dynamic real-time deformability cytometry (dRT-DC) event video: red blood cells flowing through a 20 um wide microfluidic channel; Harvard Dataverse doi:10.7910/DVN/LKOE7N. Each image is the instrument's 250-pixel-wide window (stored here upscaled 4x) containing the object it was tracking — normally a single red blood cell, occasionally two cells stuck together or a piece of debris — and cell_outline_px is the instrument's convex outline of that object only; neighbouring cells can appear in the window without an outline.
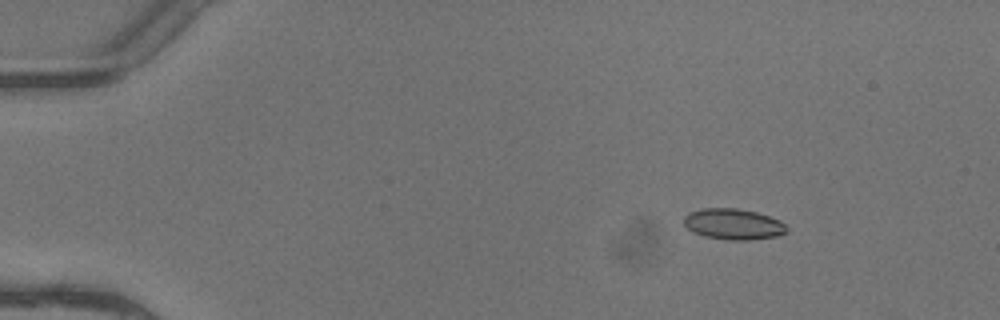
{"species": "common noctule bat (a hibernating species)", "species_latin": "Nyctalus noctula", "temperature_condition": "warm", "stored_images_in_passage": 4, "camera_frame_rate_fps": 3000, "um_per_image_px": 0.085, "animal": {"sex": "female"}, "frame": {"image": 1, "passage_image": 2, "time_ms": 0.333, "image_size_px": [1000, 320], "cell_outline_px": [[788, 232], [776, 236], [752, 240], [728, 240], [704, 236], [692, 232], [684, 224], [684, 216], [688, 212], [700, 208], [736, 208], [756, 212], [780, 220], [788, 228]], "centroid_in_image_um": [62.32, 19.05], "position_along_channel_um": 22.7, "area_um2": 18.67}}
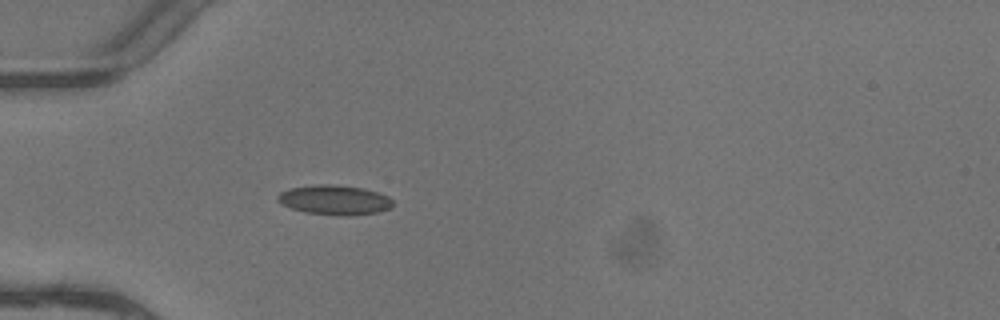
{"frame": {"image": 2, "passage_image": 4, "time_ms": 1.0, "image_size_px": [1000, 320], "cell_outline_px": [[392, 208], [376, 212], [348, 216], [344, 216], [304, 212], [280, 204], [276, 200], [276, 196], [280, 192], [288, 188], [320, 184], [332, 184], [360, 188], [376, 192], [388, 196], [392, 200]], "centroid_in_image_um": [28.39, 17.0], "position_along_channel_um": 56.6, "area_um2": 19.88}}